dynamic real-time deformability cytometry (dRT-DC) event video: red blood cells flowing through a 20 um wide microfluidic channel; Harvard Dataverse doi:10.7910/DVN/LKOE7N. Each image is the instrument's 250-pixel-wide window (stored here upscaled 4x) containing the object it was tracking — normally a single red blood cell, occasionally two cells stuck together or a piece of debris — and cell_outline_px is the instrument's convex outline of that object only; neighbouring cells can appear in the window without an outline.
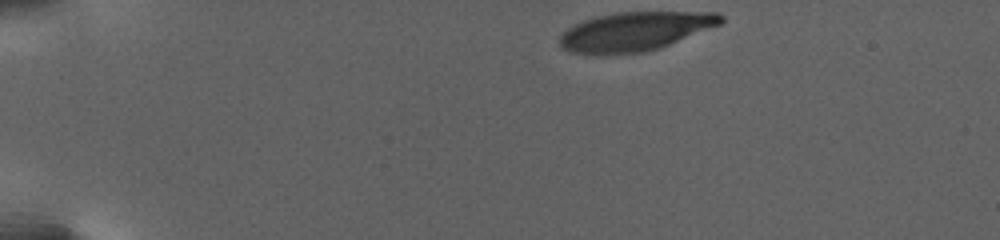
{"species": "human", "species_latin": "Homo sapiens", "temperature_condition": "warm", "stored_images_in_passage": 80, "camera_frame_rate_fps": 3000, "um_per_image_px": 0.085, "donor": {"sex": "female"}, "frame": {"image": 1, "passage_image": 1, "time_ms": 0.0, "image_size_px": [1000, 240], "cell_outline_px": [[724, 20], [720, 24], [660, 48], [644, 52], [608, 56], [596, 56], [568, 52], [560, 44], [560, 36], [568, 28], [584, 20], [596, 16], [616, 12], [716, 12], [724, 16]], "centroid_in_image_um": [53.94, 2.69], "position_along_channel_um": 31.1, "area_um2": 36.93}}
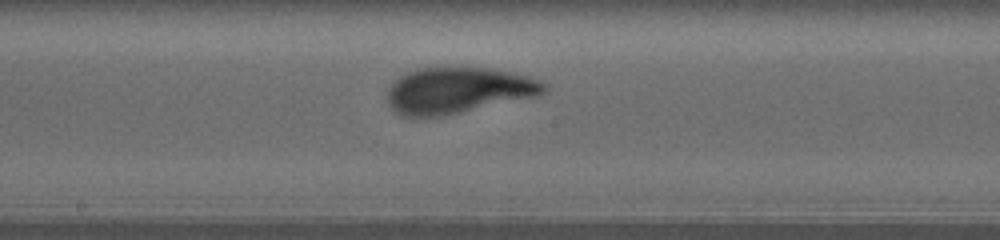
{"frame": {"image": 2, "passage_image": 37, "time_ms": 10.0, "image_size_px": [1000, 240], "cell_outline_px": [[548, 88], [544, 92], [536, 96], [440, 116], [400, 116], [388, 104], [388, 88], [400, 76], [416, 68], [492, 68], [512, 72], [528, 76], [540, 80], [548, 84]], "centroid_in_image_um": [38.95, 7.67], "position_along_channel_um": 209.3, "area_um2": 41.67}}
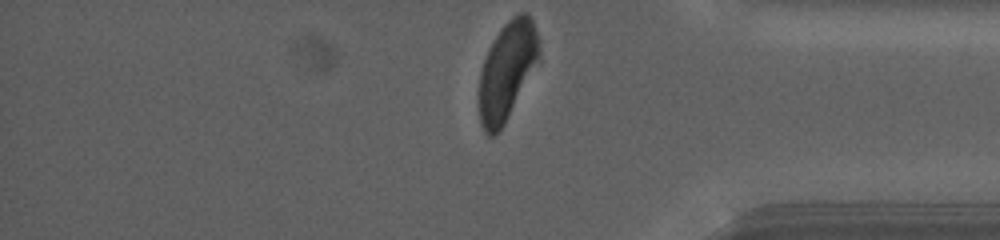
{"frame": {"image": 3, "passage_image": 79, "time_ms": 17.333, "image_size_px": [1000, 240], "cell_outline_px": [[540, 60], [504, 124], [492, 136], [488, 136], [484, 132], [480, 124], [480, 72], [484, 60], [500, 28], [512, 16], [520, 12], [528, 12], [532, 20], [536, 32], [540, 52]], "centroid_in_image_um": [43.12, 6.0], "position_along_channel_um": 392.1, "area_um2": 33.87}, "authors_computed_cell_mechanics": {"area_um2": 41.2692, "velocity_mm_per_s": 2.6578, "shape_relaxation_time_tau1_ms": 3.6402, "shape_relaxation_time_tau2_ms": null, "deformation_change_tau1": 0.1887, "deformation_change_tau2": null}}